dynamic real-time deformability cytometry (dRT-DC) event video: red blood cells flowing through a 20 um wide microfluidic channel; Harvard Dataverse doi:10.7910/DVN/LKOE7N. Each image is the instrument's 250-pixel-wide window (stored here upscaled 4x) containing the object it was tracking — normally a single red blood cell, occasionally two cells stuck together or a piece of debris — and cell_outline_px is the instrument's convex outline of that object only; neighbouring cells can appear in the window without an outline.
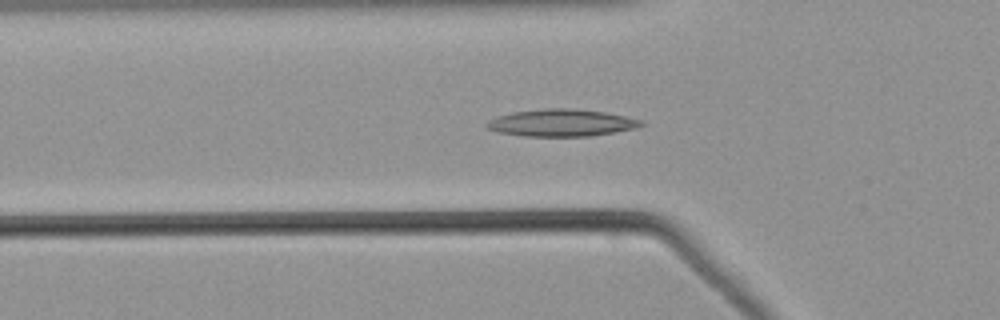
{"species": "common noctule bat (a hibernating species)", "species_latin": "Nyctalus noctula", "temperature_condition": "warm", "stored_images_in_passage": 50, "camera_frame_rate_fps": 3000, "um_per_image_px": 0.085, "animal": {"sex": "male", "body_mass_g": 21.5, "forearm_length_mm": 52.0}, "frame": {"image": 1, "passage_image": 14, "time_ms": 4.333, "image_size_px": [1000, 320], "cell_outline_px": [[648, 124], [636, 128], [616, 132], [588, 136], [524, 136], [496, 132], [488, 128], [484, 124], [488, 120], [512, 112], [544, 108], [572, 108], [604, 112], [644, 120]], "centroid_in_image_um": [47.76, 10.44], "position_along_channel_um": 78.0, "area_um2": 24.57}}
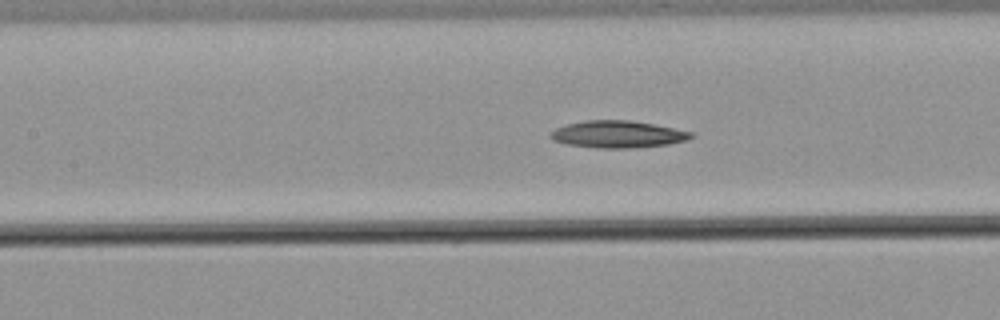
{"frame": {"image": 2, "passage_image": 20, "time_ms": 6.333, "image_size_px": [1000, 320], "cell_outline_px": [[696, 136], [688, 140], [668, 144], [632, 148], [596, 148], [568, 144], [552, 140], [548, 136], [556, 128], [568, 124], [584, 120], [628, 120], [652, 124], [696, 132]], "centroid_in_image_um": [52.55, 11.41], "position_along_channel_um": 154.8, "area_um2": 22.25}}
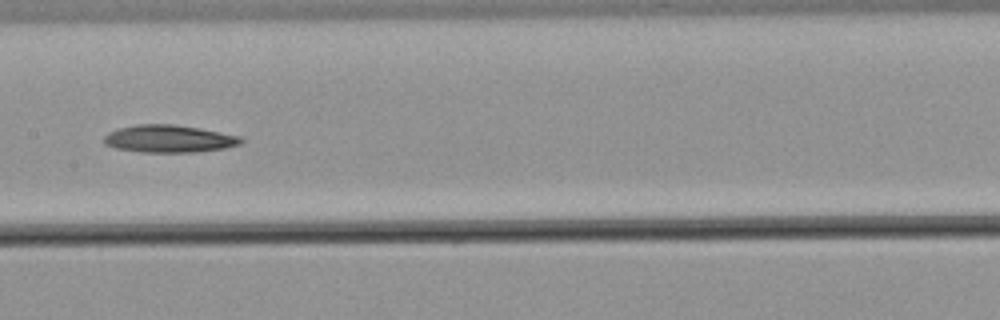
{"frame": {"image": 3, "passage_image": 23, "time_ms": 7.333, "image_size_px": [1000, 320], "cell_outline_px": [[244, 140], [240, 144], [224, 148], [192, 152], [140, 152], [116, 148], [104, 144], [104, 136], [108, 132], [120, 128], [136, 124], [172, 124], [220, 132], [240, 136]], "centroid_in_image_um": [14.34, 11.79], "position_along_channel_um": 193.1, "area_um2": 21.73}}